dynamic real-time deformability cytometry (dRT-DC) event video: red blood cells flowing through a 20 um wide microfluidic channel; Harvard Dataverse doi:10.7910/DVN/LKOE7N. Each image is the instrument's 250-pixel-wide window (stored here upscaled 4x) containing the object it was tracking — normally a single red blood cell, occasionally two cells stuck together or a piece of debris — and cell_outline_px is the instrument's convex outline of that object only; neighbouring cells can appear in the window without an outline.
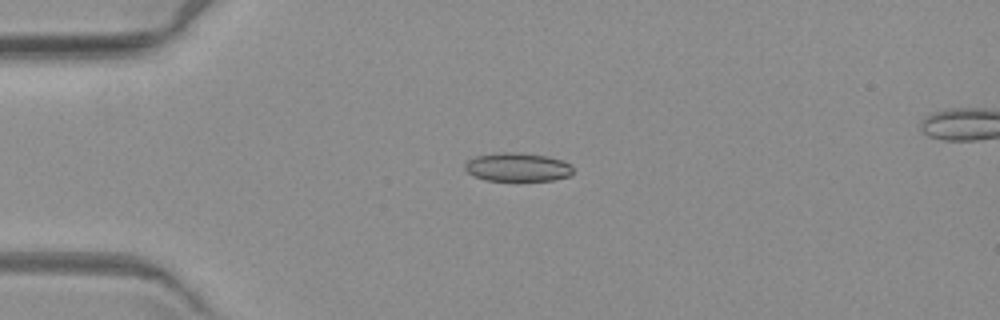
{"species": "common noctule bat (a hibernating species)", "species_latin": "Nyctalus noctula", "temperature_condition": "warm", "stored_images_in_passage": 6, "camera_frame_rate_fps": 3000, "um_per_image_px": 0.085, "animal": {"sex": "female", "body_mass_g": 19.3, "forearm_length_mm": 54.1}, "frame": {"image": 1, "passage_image": 4, "time_ms": 4.667, "image_size_px": [1000, 320], "cell_outline_px": [[572, 172], [568, 176], [552, 180], [484, 180], [472, 176], [464, 168], [464, 164], [468, 160], [476, 156], [496, 152], [520, 152], [548, 156], [564, 160], [572, 164]], "centroid_in_image_um": [43.98, 14.19], "position_along_channel_um": 41.0, "area_um2": 18.21}}